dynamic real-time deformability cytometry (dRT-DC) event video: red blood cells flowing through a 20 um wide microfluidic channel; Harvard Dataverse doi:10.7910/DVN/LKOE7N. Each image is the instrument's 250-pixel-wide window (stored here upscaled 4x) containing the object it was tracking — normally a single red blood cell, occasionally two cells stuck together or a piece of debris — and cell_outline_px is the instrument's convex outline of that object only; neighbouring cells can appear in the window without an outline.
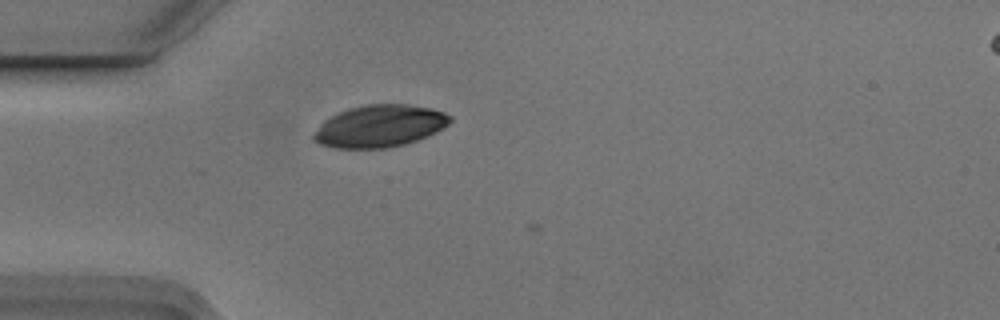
{"species": "Egyptian fruit bat (a non-hibernating species)", "species_latin": "Rousettus aegyptiacus", "temperature_condition": "cold", "stored_images_in_passage": 3, "camera_frame_rate_fps": 3000, "um_per_image_px": 0.085, "animal": {"sex": "male"}, "frame": {"image": 1, "passage_image": 1, "time_ms": 0.0, "image_size_px": [1000, 320], "cell_outline_px": [[452, 120], [444, 128], [428, 136], [404, 144], [384, 148], [336, 148], [320, 144], [312, 140], [312, 136], [324, 120], [348, 108], [364, 104], [408, 104], [432, 108], [444, 112], [452, 116]], "centroid_in_image_um": [32.3, 10.71], "position_along_channel_um": 52.7, "area_um2": 33.52}}